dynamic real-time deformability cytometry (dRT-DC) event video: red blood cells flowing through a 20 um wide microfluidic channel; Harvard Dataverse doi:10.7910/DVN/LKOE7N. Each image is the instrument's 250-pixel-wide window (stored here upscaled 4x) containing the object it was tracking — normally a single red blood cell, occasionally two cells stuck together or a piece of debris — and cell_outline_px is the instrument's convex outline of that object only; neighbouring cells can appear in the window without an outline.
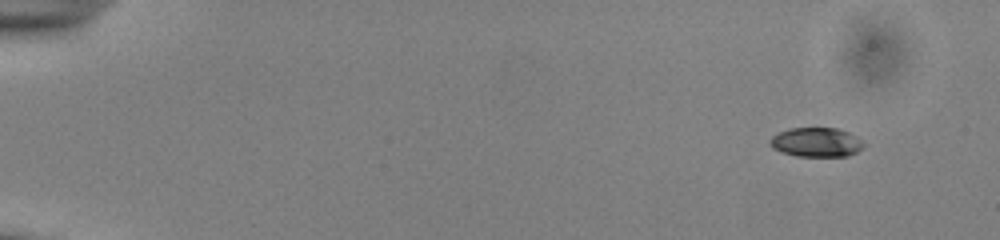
{"species": "common noctule bat (a hibernating species)", "species_latin": "Nyctalus noctula", "temperature_condition": "cold", "stored_images_in_passage": 51, "camera_frame_rate_fps": 3000, "um_per_image_px": 0.085, "animal": {"sex": "male", "body_mass_g": 13.0, "forearm_length_mm": 53.1}, "frame": {"image": 1, "passage_image": 1, "time_ms": 0.0, "image_size_px": [1000, 240], "cell_outline_px": [[864, 144], [856, 152], [848, 156], [796, 156], [780, 152], [772, 148], [768, 140], [772, 136], [788, 128], [836, 128], [848, 132], [856, 136]], "centroid_in_image_um": [69.33, 12.09], "position_along_channel_um": 15.7, "area_um2": 15.95}}
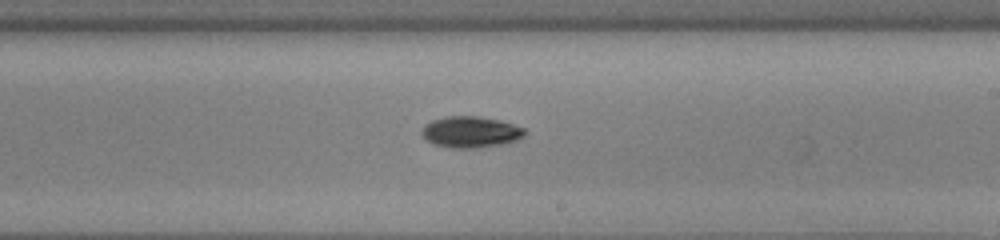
{"frame": {"image": 2, "passage_image": 30, "time_ms": 9.667, "image_size_px": [1000, 240], "cell_outline_px": [[528, 132], [524, 136], [516, 140], [504, 144], [476, 148], [452, 148], [432, 144], [420, 132], [424, 124], [432, 120], [448, 116], [476, 116], [500, 120], [524, 128]], "centroid_in_image_um": [40.01, 11.22], "position_along_channel_um": 249.0, "area_um2": 18.84}}
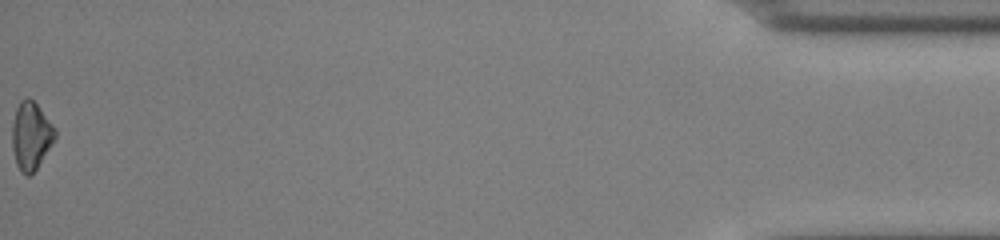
{"frame": {"image": 3, "passage_image": 51, "time_ms": 16.667, "image_size_px": [1000, 240], "cell_outline_px": [[56, 136], [36, 168], [28, 176], [20, 172], [16, 164], [12, 148], [12, 124], [16, 108], [20, 100], [28, 96], [36, 104], [52, 124], [56, 132]], "centroid_in_image_um": [2.59, 11.53], "position_along_channel_um": 432.6, "area_um2": 16.65}, "authors_computed_cell_mechanics": {"area_um2": 17.1666, "velocity_mm_per_s": 3.8881, "shape_relaxation_time_tau1_ms": 2.47, "shape_relaxation_time_tau2_ms": null, "deformation_change_tau1": 0.1123, "deformation_change_tau2": null}}